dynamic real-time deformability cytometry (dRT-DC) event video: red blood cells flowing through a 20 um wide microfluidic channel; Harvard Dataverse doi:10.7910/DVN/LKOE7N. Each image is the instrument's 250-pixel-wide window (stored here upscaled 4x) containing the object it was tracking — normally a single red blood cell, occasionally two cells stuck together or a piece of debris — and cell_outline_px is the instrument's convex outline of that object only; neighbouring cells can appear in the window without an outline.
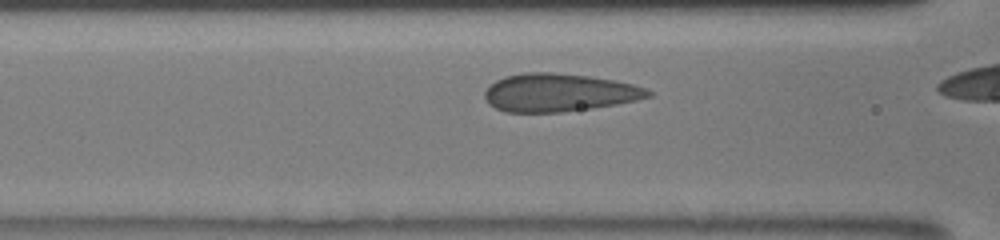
{"species": "human", "species_latin": "Homo sapiens", "temperature_condition": "room temperature", "stored_images_in_passage": 9, "camera_frame_rate_fps": 3000, "um_per_image_px": 0.085, "donor": {"sex": "male"}, "frame": {"image": 1, "passage_image": 7, "time_ms": 1.667, "image_size_px": [1000, 240], "cell_outline_px": [[652, 96], [636, 100], [616, 104], [592, 108], [560, 112], [504, 112], [488, 104], [484, 96], [484, 92], [496, 80], [504, 76], [524, 72], [552, 72], [588, 76], [616, 80], [648, 88], [652, 92]], "centroid_in_image_um": [47.51, 7.86], "position_along_channel_um": 119.1, "area_um2": 36.3}}